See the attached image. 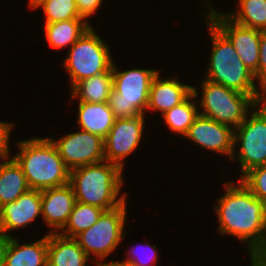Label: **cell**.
Here are the masks:
<instances>
[{
  "label": "cell",
  "mask_w": 266,
  "mask_h": 266,
  "mask_svg": "<svg viewBox=\"0 0 266 266\" xmlns=\"http://www.w3.org/2000/svg\"><path fill=\"white\" fill-rule=\"evenodd\" d=\"M239 181L237 187L227 182L226 193L217 200L218 230L242 242L247 240L253 263L266 250V202L255 197Z\"/></svg>",
  "instance_id": "6da1fadb"
},
{
  "label": "cell",
  "mask_w": 266,
  "mask_h": 266,
  "mask_svg": "<svg viewBox=\"0 0 266 266\" xmlns=\"http://www.w3.org/2000/svg\"><path fill=\"white\" fill-rule=\"evenodd\" d=\"M20 152L12 158L21 167L30 189L45 190L69 184L70 170L49 138L18 142Z\"/></svg>",
  "instance_id": "7a4b0ae2"
},
{
  "label": "cell",
  "mask_w": 266,
  "mask_h": 266,
  "mask_svg": "<svg viewBox=\"0 0 266 266\" xmlns=\"http://www.w3.org/2000/svg\"><path fill=\"white\" fill-rule=\"evenodd\" d=\"M122 170L117 164L103 161L70 171L69 184L75 200L106 210L121 205L126 195L117 197L122 186Z\"/></svg>",
  "instance_id": "3957f363"
},
{
  "label": "cell",
  "mask_w": 266,
  "mask_h": 266,
  "mask_svg": "<svg viewBox=\"0 0 266 266\" xmlns=\"http://www.w3.org/2000/svg\"><path fill=\"white\" fill-rule=\"evenodd\" d=\"M208 22L213 48L206 80L250 95L258 104L265 101L266 92L256 88L254 74L243 64L233 44L210 20Z\"/></svg>",
  "instance_id": "277c9868"
},
{
  "label": "cell",
  "mask_w": 266,
  "mask_h": 266,
  "mask_svg": "<svg viewBox=\"0 0 266 266\" xmlns=\"http://www.w3.org/2000/svg\"><path fill=\"white\" fill-rule=\"evenodd\" d=\"M158 70L132 69L119 72L112 64L113 88L108 104L117 118L144 114L147 109L151 83Z\"/></svg>",
  "instance_id": "5b68a950"
},
{
  "label": "cell",
  "mask_w": 266,
  "mask_h": 266,
  "mask_svg": "<svg viewBox=\"0 0 266 266\" xmlns=\"http://www.w3.org/2000/svg\"><path fill=\"white\" fill-rule=\"evenodd\" d=\"M64 68L71 77L72 88L80 81L107 72L113 61L106 43L90 27L71 46Z\"/></svg>",
  "instance_id": "8992f818"
},
{
  "label": "cell",
  "mask_w": 266,
  "mask_h": 266,
  "mask_svg": "<svg viewBox=\"0 0 266 266\" xmlns=\"http://www.w3.org/2000/svg\"><path fill=\"white\" fill-rule=\"evenodd\" d=\"M201 107L199 113L209 119L236 129L246 118L249 106L253 108L259 104L247 94L240 93L210 82L205 79L202 84Z\"/></svg>",
  "instance_id": "52a82bcc"
},
{
  "label": "cell",
  "mask_w": 266,
  "mask_h": 266,
  "mask_svg": "<svg viewBox=\"0 0 266 266\" xmlns=\"http://www.w3.org/2000/svg\"><path fill=\"white\" fill-rule=\"evenodd\" d=\"M126 200L116 208L103 211L95 224L74 237L78 245L84 250L89 258L93 253L101 259L97 265L106 266L101 263L117 245L124 239L123 228L126 218Z\"/></svg>",
  "instance_id": "ba28073f"
},
{
  "label": "cell",
  "mask_w": 266,
  "mask_h": 266,
  "mask_svg": "<svg viewBox=\"0 0 266 266\" xmlns=\"http://www.w3.org/2000/svg\"><path fill=\"white\" fill-rule=\"evenodd\" d=\"M260 104V109L254 110L250 119L246 116L234 129V144L241 142L237 159L243 175L252 168L266 165V100Z\"/></svg>",
  "instance_id": "9c48e42d"
},
{
  "label": "cell",
  "mask_w": 266,
  "mask_h": 266,
  "mask_svg": "<svg viewBox=\"0 0 266 266\" xmlns=\"http://www.w3.org/2000/svg\"><path fill=\"white\" fill-rule=\"evenodd\" d=\"M208 19L230 40L243 64L258 79L260 30L242 26L210 7Z\"/></svg>",
  "instance_id": "30bf717a"
},
{
  "label": "cell",
  "mask_w": 266,
  "mask_h": 266,
  "mask_svg": "<svg viewBox=\"0 0 266 266\" xmlns=\"http://www.w3.org/2000/svg\"><path fill=\"white\" fill-rule=\"evenodd\" d=\"M50 139L70 171L105 161L104 139L97 134L82 130L67 134L57 141Z\"/></svg>",
  "instance_id": "8fae6325"
},
{
  "label": "cell",
  "mask_w": 266,
  "mask_h": 266,
  "mask_svg": "<svg viewBox=\"0 0 266 266\" xmlns=\"http://www.w3.org/2000/svg\"><path fill=\"white\" fill-rule=\"evenodd\" d=\"M144 116L117 118L109 134L104 138L105 161L117 164L123 169L122 159L138 146L143 134Z\"/></svg>",
  "instance_id": "7c38bea8"
},
{
  "label": "cell",
  "mask_w": 266,
  "mask_h": 266,
  "mask_svg": "<svg viewBox=\"0 0 266 266\" xmlns=\"http://www.w3.org/2000/svg\"><path fill=\"white\" fill-rule=\"evenodd\" d=\"M184 136L206 149L226 154L235 160L233 127L199 114Z\"/></svg>",
  "instance_id": "4fadbf2b"
},
{
  "label": "cell",
  "mask_w": 266,
  "mask_h": 266,
  "mask_svg": "<svg viewBox=\"0 0 266 266\" xmlns=\"http://www.w3.org/2000/svg\"><path fill=\"white\" fill-rule=\"evenodd\" d=\"M41 212V191L29 189L14 202L0 208V232L5 238L9 230L25 227L32 223Z\"/></svg>",
  "instance_id": "5bb4252c"
},
{
  "label": "cell",
  "mask_w": 266,
  "mask_h": 266,
  "mask_svg": "<svg viewBox=\"0 0 266 266\" xmlns=\"http://www.w3.org/2000/svg\"><path fill=\"white\" fill-rule=\"evenodd\" d=\"M75 202L70 184L41 191V216L47 225L55 227L50 232H57L65 226Z\"/></svg>",
  "instance_id": "9a60e30c"
},
{
  "label": "cell",
  "mask_w": 266,
  "mask_h": 266,
  "mask_svg": "<svg viewBox=\"0 0 266 266\" xmlns=\"http://www.w3.org/2000/svg\"><path fill=\"white\" fill-rule=\"evenodd\" d=\"M192 87L180 83L177 78L161 80L158 72L151 83L147 109L159 110L164 114L183 102L192 93Z\"/></svg>",
  "instance_id": "2e32d148"
},
{
  "label": "cell",
  "mask_w": 266,
  "mask_h": 266,
  "mask_svg": "<svg viewBox=\"0 0 266 266\" xmlns=\"http://www.w3.org/2000/svg\"><path fill=\"white\" fill-rule=\"evenodd\" d=\"M48 234L31 244L18 243L6 238L3 266H47Z\"/></svg>",
  "instance_id": "e0dca14e"
},
{
  "label": "cell",
  "mask_w": 266,
  "mask_h": 266,
  "mask_svg": "<svg viewBox=\"0 0 266 266\" xmlns=\"http://www.w3.org/2000/svg\"><path fill=\"white\" fill-rule=\"evenodd\" d=\"M88 256L74 238L48 234L47 266H85Z\"/></svg>",
  "instance_id": "ac0fdd59"
},
{
  "label": "cell",
  "mask_w": 266,
  "mask_h": 266,
  "mask_svg": "<svg viewBox=\"0 0 266 266\" xmlns=\"http://www.w3.org/2000/svg\"><path fill=\"white\" fill-rule=\"evenodd\" d=\"M78 124L82 130L97 134L103 139L109 134L115 122L114 114L108 104L79 101Z\"/></svg>",
  "instance_id": "d6986e66"
},
{
  "label": "cell",
  "mask_w": 266,
  "mask_h": 266,
  "mask_svg": "<svg viewBox=\"0 0 266 266\" xmlns=\"http://www.w3.org/2000/svg\"><path fill=\"white\" fill-rule=\"evenodd\" d=\"M21 167L11 158L0 163V208L29 190Z\"/></svg>",
  "instance_id": "ffe728a7"
},
{
  "label": "cell",
  "mask_w": 266,
  "mask_h": 266,
  "mask_svg": "<svg viewBox=\"0 0 266 266\" xmlns=\"http://www.w3.org/2000/svg\"><path fill=\"white\" fill-rule=\"evenodd\" d=\"M113 88L112 67L104 73L78 82L72 88V97L79 96V101L89 103L108 102Z\"/></svg>",
  "instance_id": "44dd1931"
},
{
  "label": "cell",
  "mask_w": 266,
  "mask_h": 266,
  "mask_svg": "<svg viewBox=\"0 0 266 266\" xmlns=\"http://www.w3.org/2000/svg\"><path fill=\"white\" fill-rule=\"evenodd\" d=\"M90 27L86 19H70L44 25L46 38L52 48L72 46Z\"/></svg>",
  "instance_id": "7402d4cb"
},
{
  "label": "cell",
  "mask_w": 266,
  "mask_h": 266,
  "mask_svg": "<svg viewBox=\"0 0 266 266\" xmlns=\"http://www.w3.org/2000/svg\"><path fill=\"white\" fill-rule=\"evenodd\" d=\"M197 94L196 88L192 87V93L183 102L162 114L170 130L183 136L187 133L200 113L197 111V102L190 100Z\"/></svg>",
  "instance_id": "603a6c76"
},
{
  "label": "cell",
  "mask_w": 266,
  "mask_h": 266,
  "mask_svg": "<svg viewBox=\"0 0 266 266\" xmlns=\"http://www.w3.org/2000/svg\"><path fill=\"white\" fill-rule=\"evenodd\" d=\"M103 211L104 210L99 207L89 204H83L76 201L67 223L61 229L63 230L65 228L64 230L66 231L63 230V232H58L62 236L74 238L82 231H85L88 228L92 227L95 222H97Z\"/></svg>",
  "instance_id": "cb8c5ba5"
},
{
  "label": "cell",
  "mask_w": 266,
  "mask_h": 266,
  "mask_svg": "<svg viewBox=\"0 0 266 266\" xmlns=\"http://www.w3.org/2000/svg\"><path fill=\"white\" fill-rule=\"evenodd\" d=\"M239 11L226 14L234 22L256 30L266 29V0H239Z\"/></svg>",
  "instance_id": "d4e9b609"
},
{
  "label": "cell",
  "mask_w": 266,
  "mask_h": 266,
  "mask_svg": "<svg viewBox=\"0 0 266 266\" xmlns=\"http://www.w3.org/2000/svg\"><path fill=\"white\" fill-rule=\"evenodd\" d=\"M40 6L43 7L45 14V24L70 19H85L79 14L75 0H41L35 8Z\"/></svg>",
  "instance_id": "484cf974"
},
{
  "label": "cell",
  "mask_w": 266,
  "mask_h": 266,
  "mask_svg": "<svg viewBox=\"0 0 266 266\" xmlns=\"http://www.w3.org/2000/svg\"><path fill=\"white\" fill-rule=\"evenodd\" d=\"M240 180L255 197L266 202V165L250 169Z\"/></svg>",
  "instance_id": "4316f807"
},
{
  "label": "cell",
  "mask_w": 266,
  "mask_h": 266,
  "mask_svg": "<svg viewBox=\"0 0 266 266\" xmlns=\"http://www.w3.org/2000/svg\"><path fill=\"white\" fill-rule=\"evenodd\" d=\"M258 81L266 92V29L260 30Z\"/></svg>",
  "instance_id": "83f0119b"
},
{
  "label": "cell",
  "mask_w": 266,
  "mask_h": 266,
  "mask_svg": "<svg viewBox=\"0 0 266 266\" xmlns=\"http://www.w3.org/2000/svg\"><path fill=\"white\" fill-rule=\"evenodd\" d=\"M146 246H148V248H152L151 249L152 251H150V253H152V254H149V256H150L151 263L153 262L152 264L154 265L155 261L157 260V256H158V254H157V252L155 250L156 249V245H153V247H152V246L146 244ZM144 248H145V245H144ZM136 250H137V248H136ZM138 250H139V248H138ZM130 252L131 253L128 255L130 258L128 257V259L124 260L123 262H120L121 264H126V265H130V266H148L150 264L149 259L148 258L146 259V257L143 256L144 254L143 255L139 254L137 256L138 253H136L135 249L130 251ZM140 255L143 256L144 258L141 257ZM147 257H148V255H147ZM145 259H146V261H145ZM147 260L149 262H147ZM149 266H151V265H149Z\"/></svg>",
  "instance_id": "f1b7e54d"
},
{
  "label": "cell",
  "mask_w": 266,
  "mask_h": 266,
  "mask_svg": "<svg viewBox=\"0 0 266 266\" xmlns=\"http://www.w3.org/2000/svg\"><path fill=\"white\" fill-rule=\"evenodd\" d=\"M13 128V124L5 123L0 121V159H7L8 158V141L10 137V131Z\"/></svg>",
  "instance_id": "f546056e"
},
{
  "label": "cell",
  "mask_w": 266,
  "mask_h": 266,
  "mask_svg": "<svg viewBox=\"0 0 266 266\" xmlns=\"http://www.w3.org/2000/svg\"><path fill=\"white\" fill-rule=\"evenodd\" d=\"M79 14L86 19L93 15L98 7L101 5L102 0H75Z\"/></svg>",
  "instance_id": "4dcf8cb0"
},
{
  "label": "cell",
  "mask_w": 266,
  "mask_h": 266,
  "mask_svg": "<svg viewBox=\"0 0 266 266\" xmlns=\"http://www.w3.org/2000/svg\"><path fill=\"white\" fill-rule=\"evenodd\" d=\"M6 247V238L4 236L0 237V266L4 263V253Z\"/></svg>",
  "instance_id": "1f68e13d"
},
{
  "label": "cell",
  "mask_w": 266,
  "mask_h": 266,
  "mask_svg": "<svg viewBox=\"0 0 266 266\" xmlns=\"http://www.w3.org/2000/svg\"><path fill=\"white\" fill-rule=\"evenodd\" d=\"M253 263L259 266H266V250Z\"/></svg>",
  "instance_id": "d6a6232c"
},
{
  "label": "cell",
  "mask_w": 266,
  "mask_h": 266,
  "mask_svg": "<svg viewBox=\"0 0 266 266\" xmlns=\"http://www.w3.org/2000/svg\"><path fill=\"white\" fill-rule=\"evenodd\" d=\"M41 0H29V6L33 9H35V6L40 2Z\"/></svg>",
  "instance_id": "836d02e7"
},
{
  "label": "cell",
  "mask_w": 266,
  "mask_h": 266,
  "mask_svg": "<svg viewBox=\"0 0 266 266\" xmlns=\"http://www.w3.org/2000/svg\"><path fill=\"white\" fill-rule=\"evenodd\" d=\"M106 266H130V265L121 264L119 262L112 261L111 263H106Z\"/></svg>",
  "instance_id": "e575fe53"
}]
</instances>
